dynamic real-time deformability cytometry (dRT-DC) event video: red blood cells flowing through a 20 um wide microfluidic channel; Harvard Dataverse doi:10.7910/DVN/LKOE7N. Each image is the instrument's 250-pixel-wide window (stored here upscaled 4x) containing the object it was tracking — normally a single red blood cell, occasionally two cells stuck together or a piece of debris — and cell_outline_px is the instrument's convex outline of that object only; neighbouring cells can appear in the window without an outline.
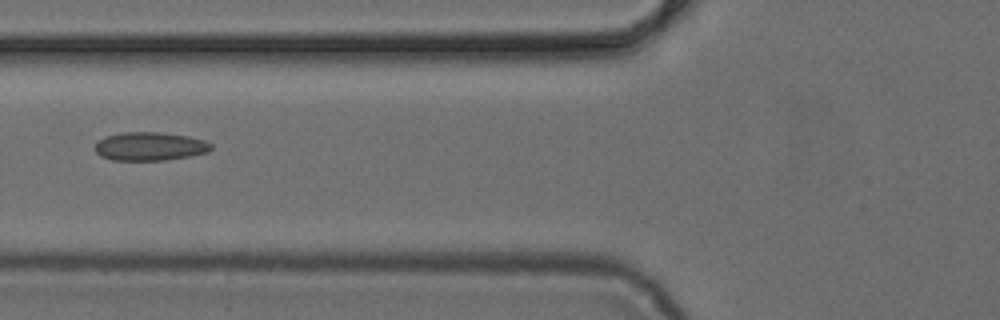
{"species": "common noctule bat (a hibernating species)", "species_latin": "Nyctalus noctula", "temperature_condition": "cold", "stored_images_in_passage": 4, "camera_frame_rate_fps": 3000, "um_per_image_px": 0.085, "animal": {"sex": "female", "body_mass_g": 24.6, "forearm_length_mm": 56.2}, "frame": {"image": 1, "passage_image": 4, "time_ms": 1.0, "image_size_px": [1000, 320], "cell_outline_px": [[212, 148], [208, 152], [188, 156], [164, 160], [112, 160], [100, 156], [96, 152], [96, 144], [104, 136], [124, 132], [160, 132], [188, 136], [204, 140], [212, 144]], "centroid_in_image_um": [12.74, 12.43], "position_along_channel_um": 113.1, "area_um2": 19.19}}